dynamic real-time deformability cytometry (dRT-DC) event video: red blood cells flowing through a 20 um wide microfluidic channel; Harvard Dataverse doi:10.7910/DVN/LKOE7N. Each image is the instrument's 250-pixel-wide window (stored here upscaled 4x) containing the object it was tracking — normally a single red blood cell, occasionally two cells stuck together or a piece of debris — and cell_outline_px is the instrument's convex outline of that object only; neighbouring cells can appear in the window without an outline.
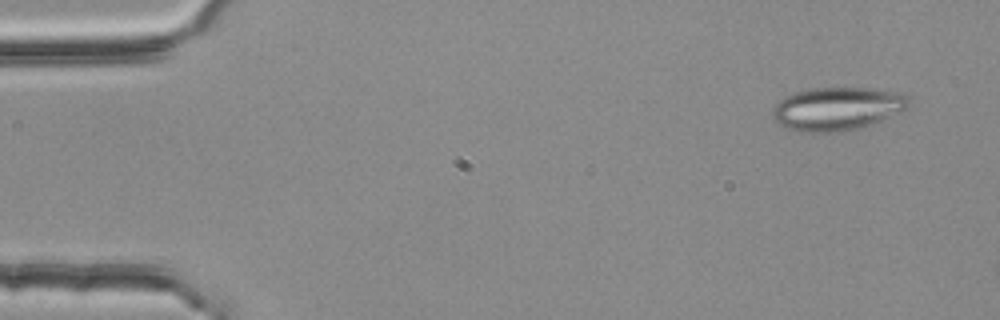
{"species": "common noctule bat (a hibernating species)", "species_latin": "Nyctalus noctula", "temperature_condition": "room temperature", "stored_images_in_passage": 13, "camera_frame_rate_fps": 3000, "um_per_image_px": 0.085, "animal": {"sex": "female", "body_mass_g": 25.1}, "frame": {"image": 1, "passage_image": 4, "time_ms": 1.0, "image_size_px": [1000, 320], "cell_outline_px": [[908, 108], [880, 120], [856, 128], [840, 132], [800, 132], [788, 128], [772, 120], [772, 112], [776, 104], [784, 96], [796, 92], [812, 88], [868, 88], [904, 92], [908, 96]], "centroid_in_image_um": [71.14, 9.23], "position_along_channel_um": 13.9, "area_um2": 34.16}}